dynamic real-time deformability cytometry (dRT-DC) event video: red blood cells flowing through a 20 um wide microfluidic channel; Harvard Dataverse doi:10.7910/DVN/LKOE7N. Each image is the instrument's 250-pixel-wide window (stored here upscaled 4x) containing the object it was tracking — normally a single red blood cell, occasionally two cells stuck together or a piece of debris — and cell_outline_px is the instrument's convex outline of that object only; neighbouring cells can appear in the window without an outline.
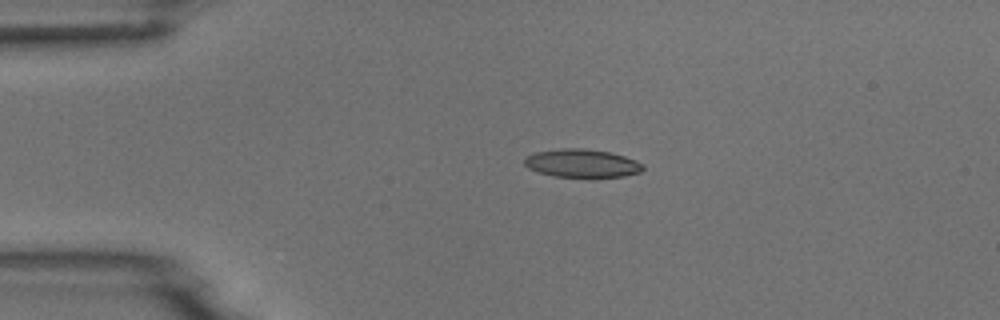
{"species": "common noctule bat (a hibernating species)", "species_latin": "Nyctalus noctula", "temperature_condition": "room temperature", "stored_images_in_passage": 6, "camera_frame_rate_fps": 3000, "um_per_image_px": 0.085, "animal": {"sex": "male", "body_mass_g": 18.8}, "frame": {"image": 1, "passage_image": 4, "time_ms": 3.333, "image_size_px": [1000, 320], "cell_outline_px": [[644, 168], [640, 172], [624, 176], [552, 176], [528, 168], [524, 164], [524, 160], [528, 156], [536, 152], [564, 148], [580, 148], [612, 152], [636, 160], [644, 164]], "centroid_in_image_um": [49.49, 13.86], "position_along_channel_um": 35.5, "area_um2": 19.19}}
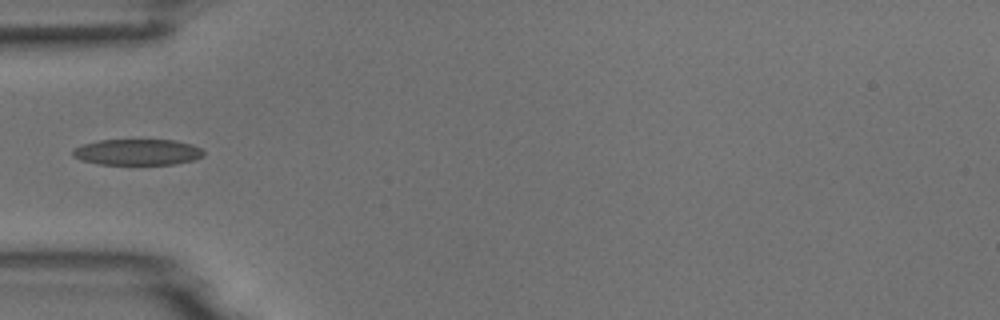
{"frame": {"image": 2, "passage_image": 5, "time_ms": 5.333, "image_size_px": [1000, 320], "cell_outline_px": [[204, 156], [196, 160], [176, 164], [100, 164], [80, 160], [72, 156], [72, 148], [84, 144], [100, 140], [176, 140], [192, 144], [200, 148], [204, 152]], "centroid_in_image_um": [11.7, 12.93], "position_along_channel_um": 73.3, "area_um2": 20.0}}